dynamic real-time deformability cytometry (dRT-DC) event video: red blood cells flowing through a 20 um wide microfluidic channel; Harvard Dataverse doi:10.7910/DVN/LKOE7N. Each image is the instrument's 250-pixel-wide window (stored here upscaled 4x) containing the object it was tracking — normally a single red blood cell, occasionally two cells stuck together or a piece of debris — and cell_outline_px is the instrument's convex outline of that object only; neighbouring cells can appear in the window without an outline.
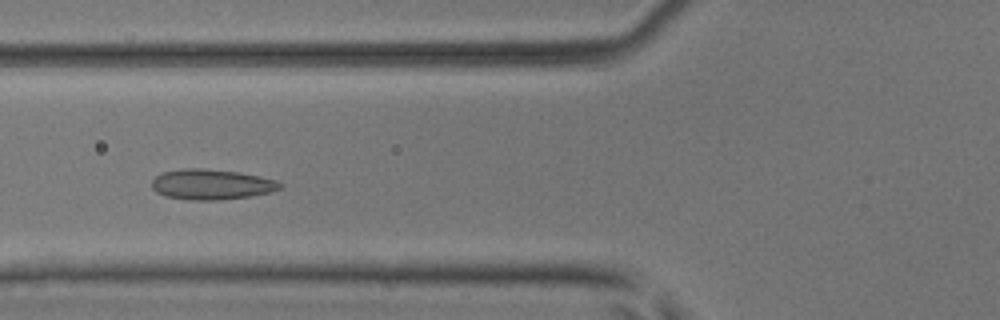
{"species": "common noctule bat (a hibernating species)", "species_latin": "Nyctalus noctula", "temperature_condition": "room temperature", "stored_images_in_passage": 46, "camera_frame_rate_fps": 3000, "um_per_image_px": 0.085, "animal": {"sex": "male", "body_mass_g": 17.9, "forearm_length_mm": 54.2}, "frame": {"image": 1, "passage_image": 16, "time_ms": 5.0, "image_size_px": [1000, 320], "cell_outline_px": [[284, 184], [280, 188], [268, 192], [248, 196], [220, 200], [188, 200], [164, 196], [156, 192], [152, 188], [152, 180], [156, 176], [164, 172], [184, 168], [200, 168], [236, 172], [260, 176], [276, 180]], "centroid_in_image_um": [17.94, 15.68], "position_along_channel_um": 107.9, "area_um2": 22.54}}
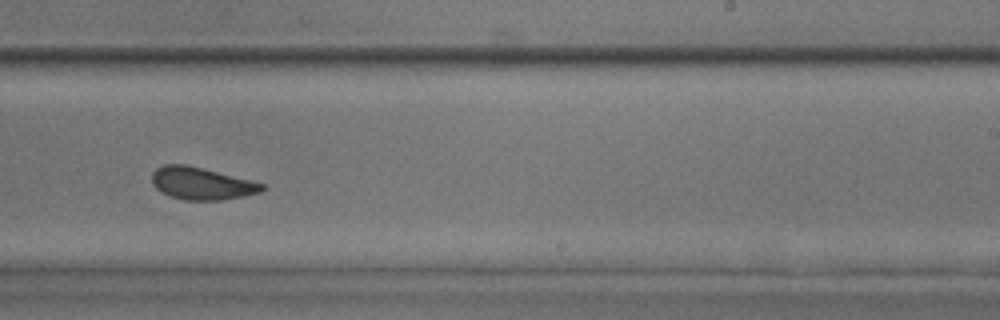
{"frame": {"image": 2, "passage_image": 28, "time_ms": 9.0, "image_size_px": [1000, 320], "cell_outline_px": [[264, 188], [260, 192], [244, 196], [220, 200], [184, 200], [172, 196], [156, 188], [152, 184], [152, 172], [156, 168], [164, 164], [184, 164], [264, 184]], "centroid_in_image_um": [17.09, 15.6], "position_along_channel_um": 271.9, "area_um2": 20.23}}
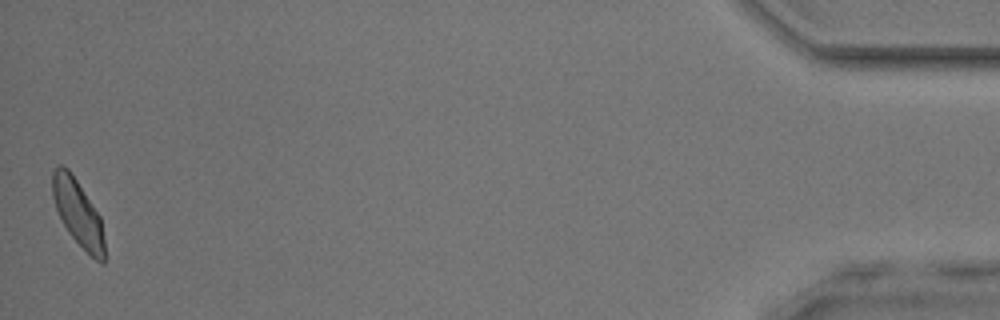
{"frame": {"image": 3, "passage_image": 46, "time_ms": 15.0, "image_size_px": [1000, 320], "cell_outline_px": [[104, 264], [100, 264], [68, 232], [56, 208], [52, 196], [52, 172], [60, 164], [68, 168], [100, 216], [104, 240]], "centroid_in_image_um": [6.62, 18.09], "position_along_channel_um": 428.6, "area_um2": 19.59}, "authors_computed_cell_mechanics": {"area_um2": 20.9236, "velocity_mm_per_s": 4.1178, "shape_relaxation_time_tau1_ms": 3.6472, "shape_relaxation_time_tau2_ms": 1.1992, "deformation_change_tau1": 0.0975, "deformation_change_tau2": 0.0672}}